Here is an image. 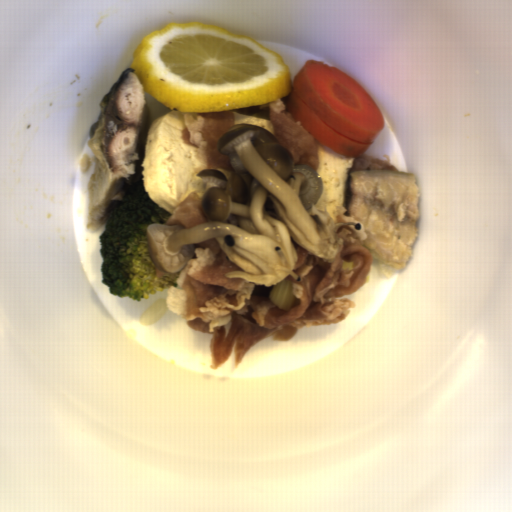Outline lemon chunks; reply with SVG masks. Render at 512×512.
I'll return each instance as SVG.
<instances>
[{
	"label": "lemon chunks",
	"mask_w": 512,
	"mask_h": 512,
	"mask_svg": "<svg viewBox=\"0 0 512 512\" xmlns=\"http://www.w3.org/2000/svg\"><path fill=\"white\" fill-rule=\"evenodd\" d=\"M130 68L146 93L187 113L230 111L292 94L280 52L229 29L169 22L132 52Z\"/></svg>",
	"instance_id": "1"
}]
</instances>
